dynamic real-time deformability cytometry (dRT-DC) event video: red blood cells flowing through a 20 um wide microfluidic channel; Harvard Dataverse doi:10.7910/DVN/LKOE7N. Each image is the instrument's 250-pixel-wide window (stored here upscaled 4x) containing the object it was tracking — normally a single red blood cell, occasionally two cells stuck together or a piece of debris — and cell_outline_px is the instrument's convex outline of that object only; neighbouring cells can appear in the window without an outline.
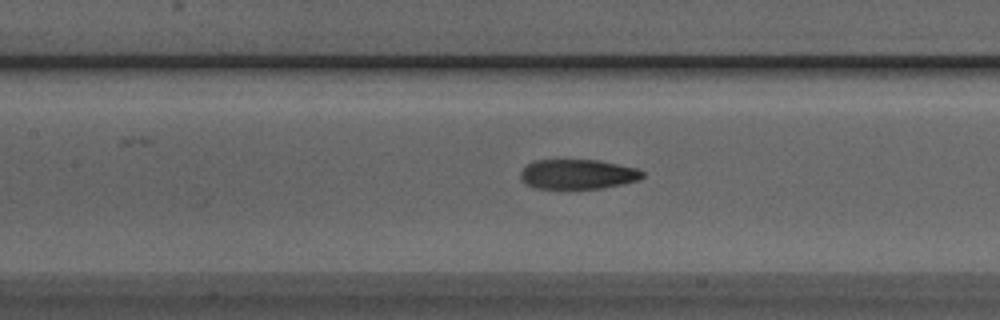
{"species": "Egyptian fruit bat (a non-hibernating species)", "species_latin": "Rousettus aegyptiacus", "temperature_condition": "room temperature", "stored_images_in_passage": 17, "camera_frame_rate_fps": 3000, "um_per_image_px": 0.085, "animal": {"sex": "male"}, "frame": {"image": 1, "passage_image": 15, "time_ms": 4.667, "image_size_px": [1000, 320], "cell_outline_px": [[644, 176], [640, 180], [624, 184], [600, 188], [536, 188], [524, 184], [520, 176], [520, 172], [528, 164], [536, 160], [596, 160], [636, 168], [644, 172]], "centroid_in_image_um": [49.11, 14.81], "position_along_channel_um": 158.3, "area_um2": 21.04}}